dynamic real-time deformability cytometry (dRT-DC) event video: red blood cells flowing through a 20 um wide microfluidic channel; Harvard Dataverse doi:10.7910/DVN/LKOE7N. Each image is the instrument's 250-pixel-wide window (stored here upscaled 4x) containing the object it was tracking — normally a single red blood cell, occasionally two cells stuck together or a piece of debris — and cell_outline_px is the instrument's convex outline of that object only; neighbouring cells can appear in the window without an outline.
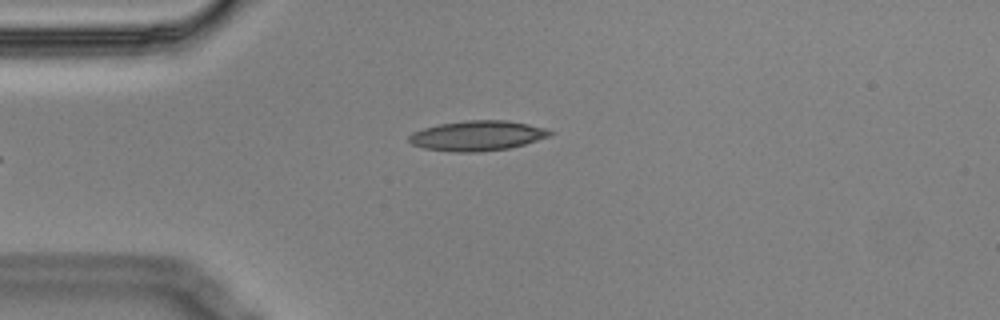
{"species": "Egyptian fruit bat (a non-hibernating species)", "species_latin": "Rousettus aegyptiacus", "temperature_condition": "cold", "stored_images_in_passage": 6, "camera_frame_rate_fps": 3000, "um_per_image_px": 0.085, "animal": {"sex": "male"}, "frame": {"image": 1, "passage_image": 6, "time_ms": 1.667, "image_size_px": [1000, 320], "cell_outline_px": [[556, 132], [552, 136], [524, 144], [508, 148], [480, 152], [456, 152], [424, 148], [412, 144], [408, 140], [408, 136], [412, 132], [424, 128], [440, 124], [468, 120], [508, 120], [528, 124], [544, 128]], "centroid_in_image_um": [40.6, 11.53], "position_along_channel_um": 44.4, "area_um2": 24.68}}